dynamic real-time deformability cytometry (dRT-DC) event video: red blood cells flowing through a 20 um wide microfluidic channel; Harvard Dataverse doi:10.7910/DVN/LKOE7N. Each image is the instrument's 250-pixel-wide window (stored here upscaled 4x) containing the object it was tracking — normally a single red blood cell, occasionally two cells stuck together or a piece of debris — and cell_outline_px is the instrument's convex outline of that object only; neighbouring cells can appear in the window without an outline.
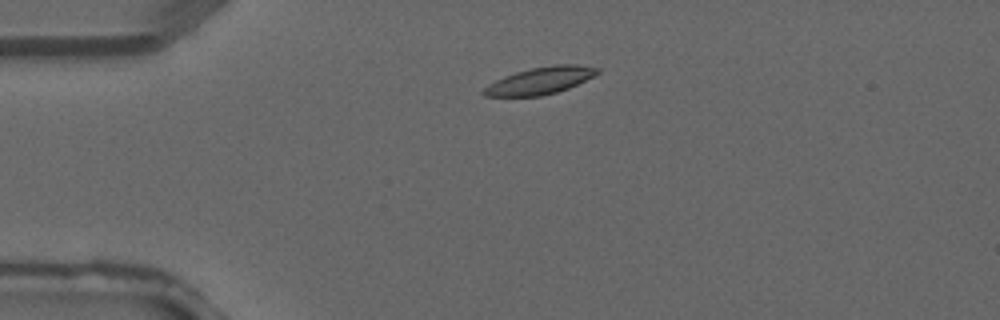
{"species": "common noctule bat (a hibernating species)", "species_latin": "Nyctalus noctula", "temperature_condition": "warm", "stored_images_in_passage": 3, "camera_frame_rate_fps": 3000, "um_per_image_px": 0.085, "animal": {"sex": "male", "forearm_length_mm": 52.5}, "frame": {"image": 1, "passage_image": 2, "time_ms": 0.333, "image_size_px": [1000, 320], "cell_outline_px": [[600, 72], [568, 88], [556, 92], [540, 96], [484, 96], [480, 92], [488, 84], [504, 76], [516, 72], [532, 68], [556, 64], [576, 64], [600, 68]], "centroid_in_image_um": [45.89, 6.85], "position_along_channel_um": 39.1, "area_um2": 17.74}}
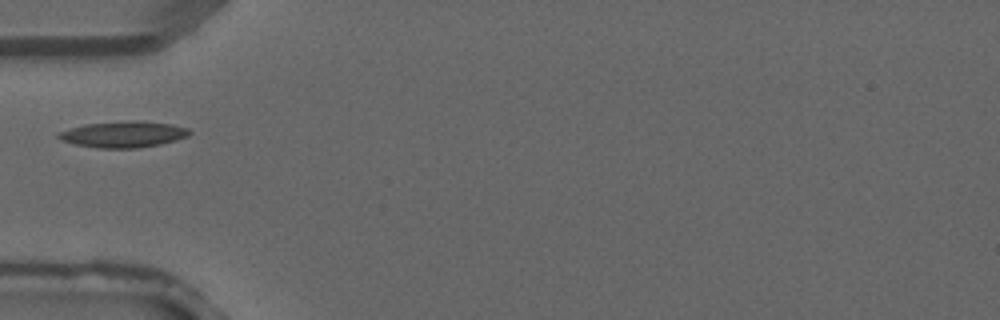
{"frame": {"image": 2, "passage_image": 3, "time_ms": 0.667, "image_size_px": [1000, 320], "cell_outline_px": [[192, 132], [188, 136], [176, 140], [160, 144], [136, 148], [100, 148], [76, 144], [60, 140], [56, 136], [60, 132], [84, 124], [128, 120], [136, 120], [172, 124], [188, 128]], "centroid_in_image_um": [10.52, 11.41], "position_along_channel_um": 74.5, "area_um2": 19.94}}